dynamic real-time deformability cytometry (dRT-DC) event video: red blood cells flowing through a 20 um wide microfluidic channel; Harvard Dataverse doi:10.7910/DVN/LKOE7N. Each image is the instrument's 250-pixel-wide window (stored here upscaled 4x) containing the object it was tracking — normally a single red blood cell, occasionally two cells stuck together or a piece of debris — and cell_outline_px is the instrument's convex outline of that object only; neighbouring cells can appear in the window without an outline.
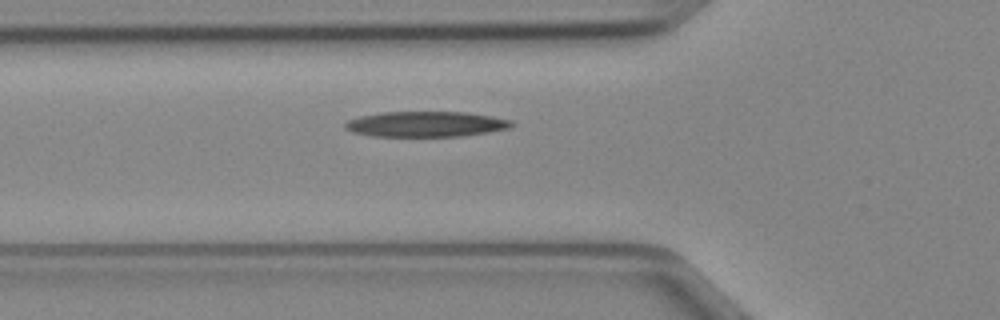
{"species": "Egyptian fruit bat (a non-hibernating species)", "species_latin": "Rousettus aegyptiacus", "temperature_condition": "cold", "stored_images_in_passage": 6, "camera_frame_rate_fps": 3000, "um_per_image_px": 0.085, "animal": {"sex": "female"}, "frame": {"image": 1, "passage_image": 4, "time_ms": 1.0, "image_size_px": [1000, 320], "cell_outline_px": [[516, 124], [512, 128], [464, 136], [372, 136], [352, 132], [344, 128], [344, 124], [348, 120], [360, 116], [380, 112], [468, 112], [492, 116], [512, 120]], "centroid_in_image_um": [36.24, 10.55], "position_along_channel_um": 89.6, "area_um2": 24.91}}